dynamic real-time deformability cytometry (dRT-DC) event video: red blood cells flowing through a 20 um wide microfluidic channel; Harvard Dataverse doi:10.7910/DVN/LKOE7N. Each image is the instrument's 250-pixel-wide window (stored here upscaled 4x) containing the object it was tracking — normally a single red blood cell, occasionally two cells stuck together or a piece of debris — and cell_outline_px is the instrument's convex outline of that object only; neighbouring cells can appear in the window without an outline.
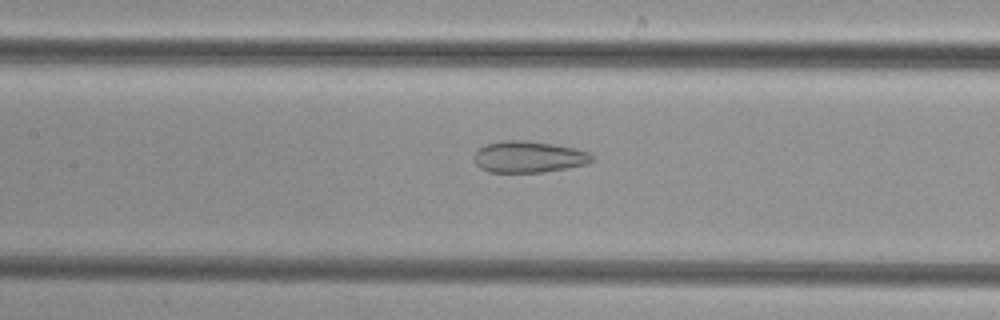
{"species": "common noctule bat (a hibernating species)", "species_latin": "Nyctalus noctula", "temperature_condition": "cold", "stored_images_in_passage": 51, "camera_frame_rate_fps": 3000, "um_per_image_px": 0.085, "animal": {"sex": "female", "body_mass_g": 29.2, "forearm_length_mm": 56.3}, "frame": {"image": 1, "passage_image": 24, "time_ms": 7.667, "image_size_px": [1000, 320], "cell_outline_px": [[596, 160], [588, 164], [568, 168], [544, 172], [488, 172], [480, 168], [476, 164], [472, 156], [480, 148], [488, 144], [500, 140], [528, 140], [556, 144], [576, 148], [588, 152], [596, 156]], "centroid_in_image_um": [44.99, 13.33], "position_along_channel_um": 162.4, "area_um2": 22.08}}
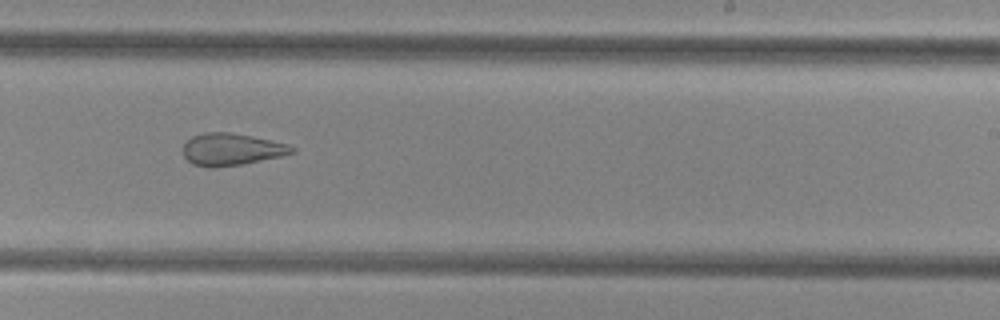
{"frame": {"image": 2, "passage_image": 32, "time_ms": 10.333, "image_size_px": [1000, 320], "cell_outline_px": [[296, 152], [280, 156], [244, 164], [212, 168], [192, 164], [184, 156], [184, 144], [192, 136], [204, 132], [232, 132], [272, 140], [288, 144], [296, 148]], "centroid_in_image_um": [19.7, 12.69], "position_along_channel_um": 269.3, "area_um2": 20.46}}
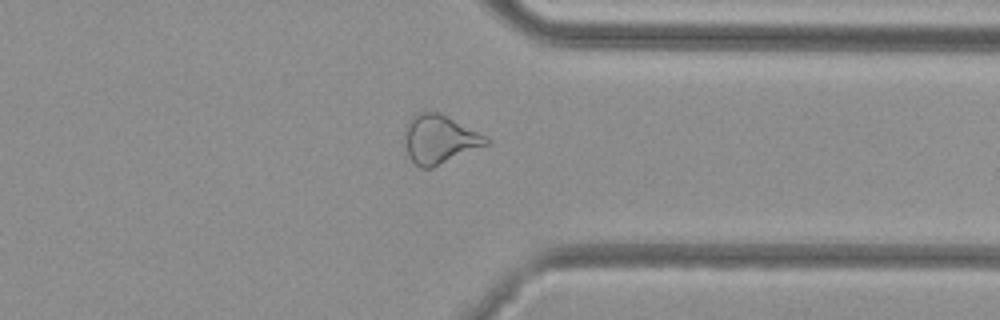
{"frame": {"image": 3, "passage_image": 40, "time_ms": 13.0, "image_size_px": [1000, 320], "cell_outline_px": [[488, 144], [432, 168], [420, 168], [408, 156], [404, 144], [404, 128], [408, 120], [412, 116], [420, 112], [440, 112], [488, 136]], "centroid_in_image_um": [37.33, 11.82], "position_along_channel_um": 374.1, "area_um2": 23.29}}